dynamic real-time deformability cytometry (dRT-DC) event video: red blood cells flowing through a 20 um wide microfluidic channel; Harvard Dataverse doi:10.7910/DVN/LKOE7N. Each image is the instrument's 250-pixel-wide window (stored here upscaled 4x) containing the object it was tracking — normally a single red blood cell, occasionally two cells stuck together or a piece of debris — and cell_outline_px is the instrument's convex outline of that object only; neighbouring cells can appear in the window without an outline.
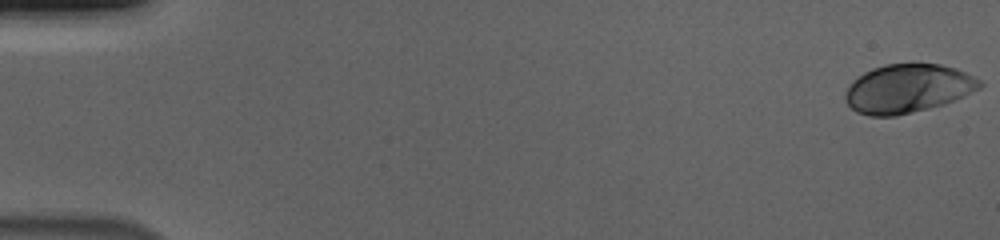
{"species": "human", "species_latin": "Homo sapiens", "temperature_condition": "cold", "stored_images_in_passage": 60, "camera_frame_rate_fps": 3000, "um_per_image_px": 0.085, "donor": {"sex": "male"}, "frame": {"image": 1, "passage_image": 1, "time_ms": 0.0, "image_size_px": [1000, 240], "cell_outline_px": [[984, 84], [980, 88], [944, 104], [896, 116], [868, 116], [856, 112], [844, 100], [844, 92], [864, 72], [872, 68], [884, 64], [940, 64], [956, 68], [980, 80]], "centroid_in_image_um": [77.14, 7.53], "position_along_channel_um": 7.9, "area_um2": 37.8}}
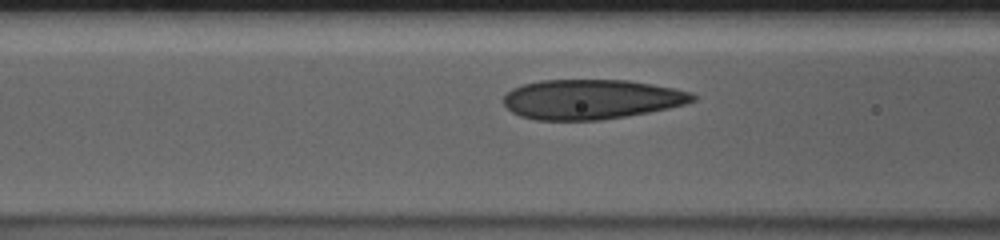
{"frame": {"image": 2, "passage_image": 27, "time_ms": 8.667, "image_size_px": [1000, 240], "cell_outline_px": [[696, 100], [688, 104], [648, 112], [600, 120], [536, 120], [520, 116], [512, 112], [504, 104], [504, 96], [512, 88], [524, 84], [540, 80], [628, 80], [676, 88], [692, 92], [696, 96]], "centroid_in_image_um": [50.29, 8.43], "position_along_channel_um": 116.3, "area_um2": 43.93}}
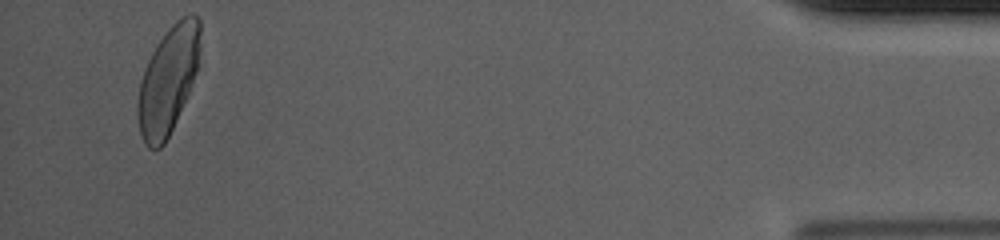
{"frame": {"image": 3, "passage_image": 58, "time_ms": 19.0, "image_size_px": [1000, 240], "cell_outline_px": [[204, 64], [164, 144], [160, 148], [148, 148], [144, 144], [140, 132], [136, 112], [136, 108], [140, 80], [144, 68], [152, 52], [168, 28], [176, 20], [188, 12], [192, 12], [200, 20]], "centroid_in_image_um": [14.38, 6.74], "position_along_channel_um": 420.8, "area_um2": 40.63}, "authors_computed_cell_mechanics": {"area_um2": 41.2403, "velocity_mm_per_s": 3.6107, "shape_relaxation_time_tau1_ms": 6.0309, "shape_relaxation_time_tau2_ms": 0.9981, "deformation_change_tau1": 0.1914, "deformation_change_tau2": 0.0903}}